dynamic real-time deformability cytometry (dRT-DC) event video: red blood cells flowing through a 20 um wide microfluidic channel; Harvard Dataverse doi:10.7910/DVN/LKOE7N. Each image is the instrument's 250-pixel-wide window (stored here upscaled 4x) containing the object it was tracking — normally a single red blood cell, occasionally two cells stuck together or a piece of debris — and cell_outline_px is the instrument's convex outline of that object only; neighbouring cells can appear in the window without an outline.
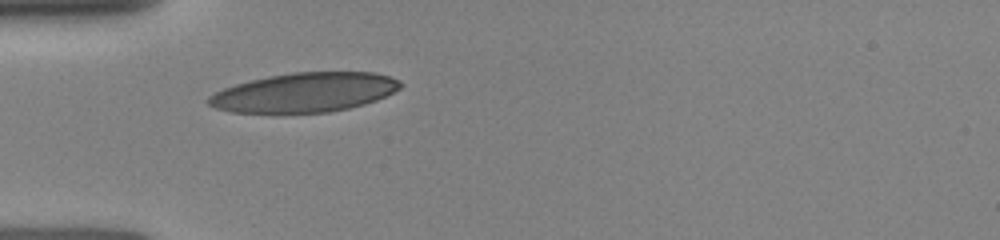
{"species": "human", "species_latin": "Homo sapiens", "temperature_condition": "room temperature", "stored_images_in_passage": 2, "camera_frame_rate_fps": 3000, "um_per_image_px": 0.085, "donor": {"sex": "female"}, "frame": {"image": 1, "passage_image": 1, "time_ms": 0.0, "image_size_px": [1000, 240], "cell_outline_px": [[404, 84], [400, 88], [376, 100], [364, 104], [348, 108], [328, 112], [232, 112], [216, 108], [208, 104], [204, 100], [208, 96], [224, 88], [236, 84], [268, 76], [292, 72], [372, 72], [388, 76], [400, 80]], "centroid_in_image_um": [25.88, 7.85], "position_along_channel_um": 59.1, "area_um2": 43.7}}
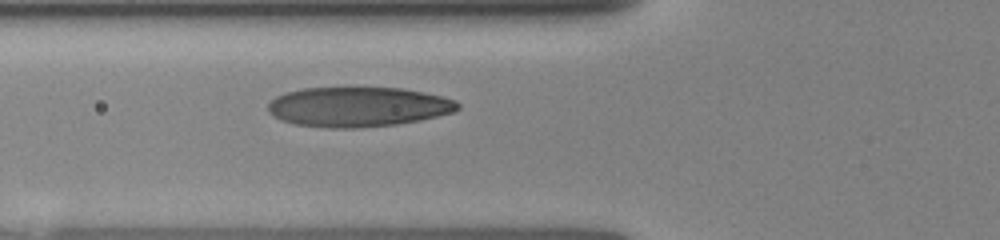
{"frame": {"image": 2, "passage_image": 2, "time_ms": 1.0, "image_size_px": [1000, 240], "cell_outline_px": [[460, 108], [452, 112], [420, 120], [396, 124], [356, 128], [332, 128], [296, 124], [280, 120], [268, 112], [268, 104], [276, 96], [288, 92], [304, 88], [400, 88], [424, 92], [456, 100], [460, 104]], "centroid_in_image_um": [30.44, 9.08], "position_along_channel_um": 95.4, "area_um2": 43.75}}